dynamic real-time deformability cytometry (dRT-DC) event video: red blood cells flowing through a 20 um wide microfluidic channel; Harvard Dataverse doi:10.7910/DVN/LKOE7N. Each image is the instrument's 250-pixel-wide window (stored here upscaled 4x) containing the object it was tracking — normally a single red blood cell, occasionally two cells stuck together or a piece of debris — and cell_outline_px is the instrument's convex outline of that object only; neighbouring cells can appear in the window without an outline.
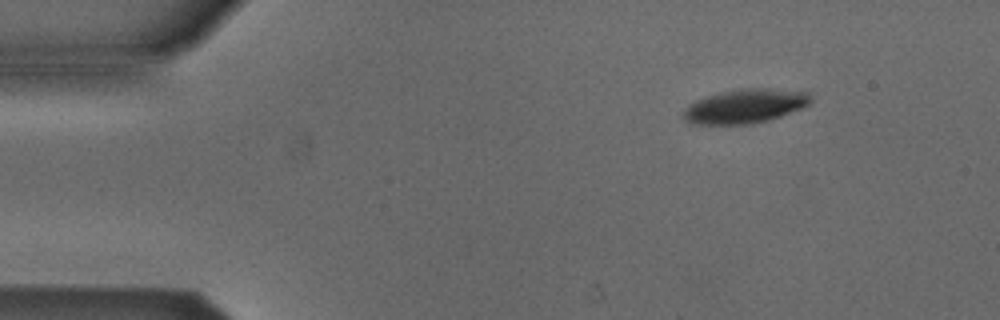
{"species": "Egyptian fruit bat (a non-hibernating species)", "species_latin": "Rousettus aegyptiacus", "temperature_condition": "cold", "stored_images_in_passage": 3, "camera_frame_rate_fps": 3000, "um_per_image_px": 0.085, "animal": {"sex": "male"}, "frame": {"image": 1, "passage_image": 1, "time_ms": 0.0, "image_size_px": [1000, 320], "cell_outline_px": [[812, 100], [804, 108], [768, 120], [752, 124], [692, 124], [684, 120], [684, 112], [688, 104], [696, 100], [708, 96], [724, 92], [748, 88], [768, 88], [808, 92], [812, 96]], "centroid_in_image_um": [63.37, 9.03], "position_along_channel_um": 21.6, "area_um2": 25.14}}